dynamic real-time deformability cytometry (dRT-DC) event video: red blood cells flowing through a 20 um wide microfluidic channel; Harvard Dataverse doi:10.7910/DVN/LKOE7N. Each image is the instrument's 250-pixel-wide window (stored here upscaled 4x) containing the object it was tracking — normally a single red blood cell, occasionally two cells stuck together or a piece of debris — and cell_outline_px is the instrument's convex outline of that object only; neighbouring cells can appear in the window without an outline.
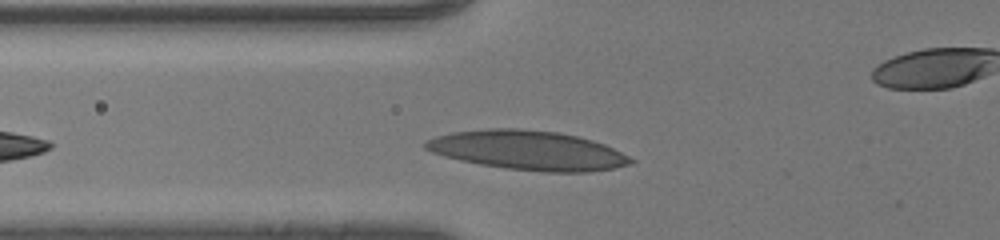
{"species": "human", "species_latin": "Homo sapiens", "temperature_condition": "room temperature", "stored_images_in_passage": 28, "camera_frame_rate_fps": 3000, "um_per_image_px": 0.085, "donor": {"sex": "male"}, "frame": {"image": 1, "passage_image": 5, "time_ms": 1.333, "image_size_px": [1000, 240], "cell_outline_px": [[636, 160], [632, 164], [616, 168], [592, 172], [544, 172], [504, 168], [480, 164], [460, 160], [444, 156], [432, 152], [424, 148], [420, 144], [424, 140], [436, 136], [452, 132], [488, 128], [516, 128], [556, 132], [576, 136], [592, 140], [604, 144]], "centroid_in_image_um": [44.85, 12.78], "position_along_channel_um": 81.0, "area_um2": 47.22}}
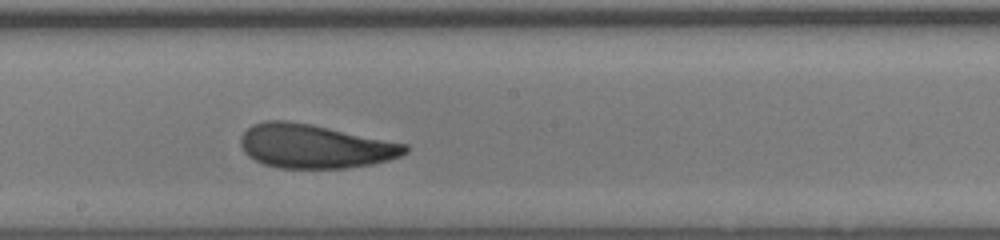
{"frame": {"image": 2, "passage_image": 15, "time_ms": 4.667, "image_size_px": [1000, 240], "cell_outline_px": [[408, 152], [400, 156], [388, 160], [372, 164], [348, 168], [280, 168], [264, 164], [248, 156], [244, 152], [240, 144], [240, 136], [252, 124], [264, 120], [288, 120], [312, 124], [408, 144]], "centroid_in_image_um": [26.74, 12.42], "position_along_channel_um": 221.5, "area_um2": 42.31}}
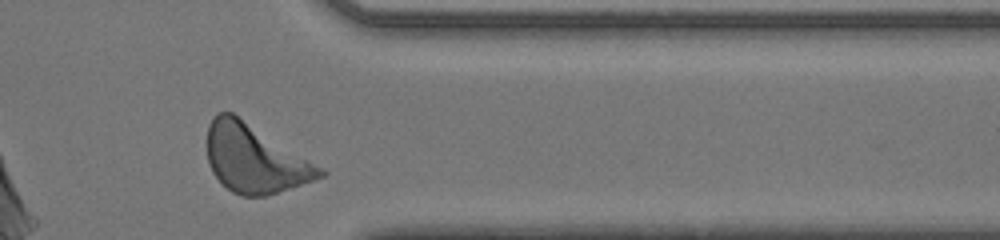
{"frame": {"image": 3, "passage_image": 27, "time_ms": 8.667, "image_size_px": [1000, 240], "cell_outline_px": [[328, 172], [324, 176], [264, 196], [240, 196], [232, 192], [212, 172], [208, 164], [208, 124], [216, 112], [232, 112], [324, 168]], "centroid_in_image_um": [21.64, 13.48], "position_along_channel_um": 389.8, "area_um2": 44.27}, "authors_computed_cell_mechanics": {"area_um2": 42.3963, "velocity_mm_per_s": 4.2654, "shape_relaxation_time_tau1_ms": 3.1889, "shape_relaxation_time_tau2_ms": 2.3338, "deformation_change_tau1": 0.1427, "deformation_change_tau2": 0.1045}}